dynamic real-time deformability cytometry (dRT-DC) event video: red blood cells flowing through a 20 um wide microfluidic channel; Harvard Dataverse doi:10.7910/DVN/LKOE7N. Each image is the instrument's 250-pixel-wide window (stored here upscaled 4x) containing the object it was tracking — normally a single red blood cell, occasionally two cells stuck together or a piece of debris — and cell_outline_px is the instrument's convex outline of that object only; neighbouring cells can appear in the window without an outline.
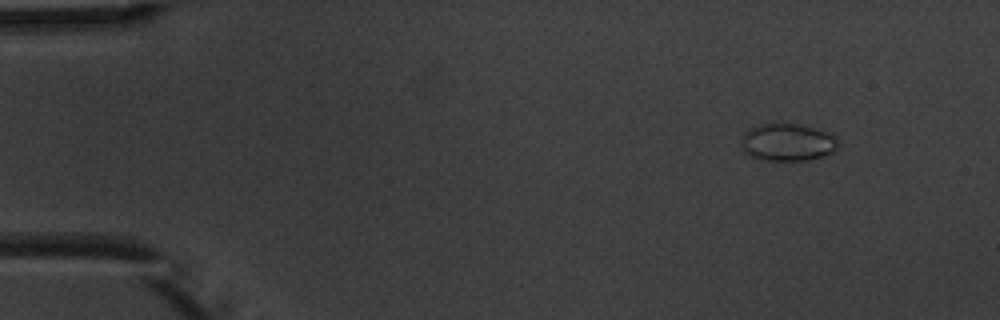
{"species": "common noctule bat (a hibernating species)", "species_latin": "Nyctalus noctula", "temperature_condition": "warm", "stored_images_in_passage": 5, "camera_frame_rate_fps": 3000, "um_per_image_px": 0.085, "animal": {"sex": "male", "body_mass_g": 20.1, "forearm_length_mm": 53.5}, "frame": {"image": 1, "passage_image": 1, "time_ms": 0.0, "image_size_px": [1000, 320], "cell_outline_px": [[840, 148], [832, 152], [808, 160], [764, 160], [752, 156], [744, 152], [744, 136], [752, 128], [760, 124], [784, 120], [832, 132], [840, 140]], "centroid_in_image_um": [67.06, 12.04], "position_along_channel_um": 17.9, "area_um2": 21.56}}
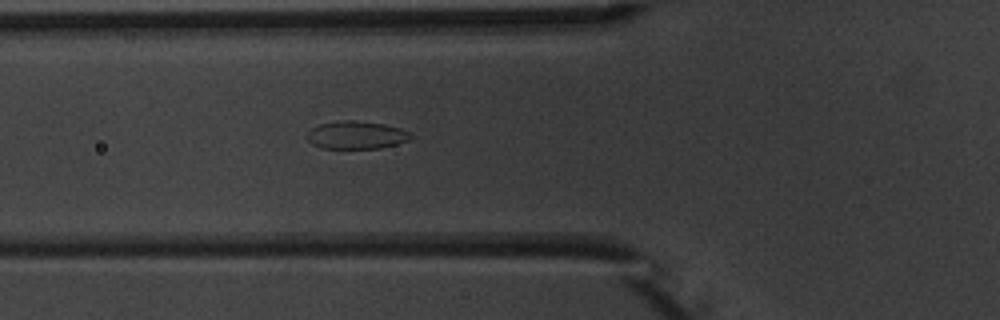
{"frame": {"image": 2, "passage_image": 5, "time_ms": 4.667, "image_size_px": [1000, 320], "cell_outline_px": [[412, 136], [408, 140], [396, 144], [380, 148], [320, 148], [312, 144], [304, 136], [312, 128], [320, 124], [340, 120], [352, 120], [384, 124], [400, 128], [408, 132]], "centroid_in_image_um": [30.24, 11.48], "position_along_channel_um": 95.6, "area_um2": 16.76}}